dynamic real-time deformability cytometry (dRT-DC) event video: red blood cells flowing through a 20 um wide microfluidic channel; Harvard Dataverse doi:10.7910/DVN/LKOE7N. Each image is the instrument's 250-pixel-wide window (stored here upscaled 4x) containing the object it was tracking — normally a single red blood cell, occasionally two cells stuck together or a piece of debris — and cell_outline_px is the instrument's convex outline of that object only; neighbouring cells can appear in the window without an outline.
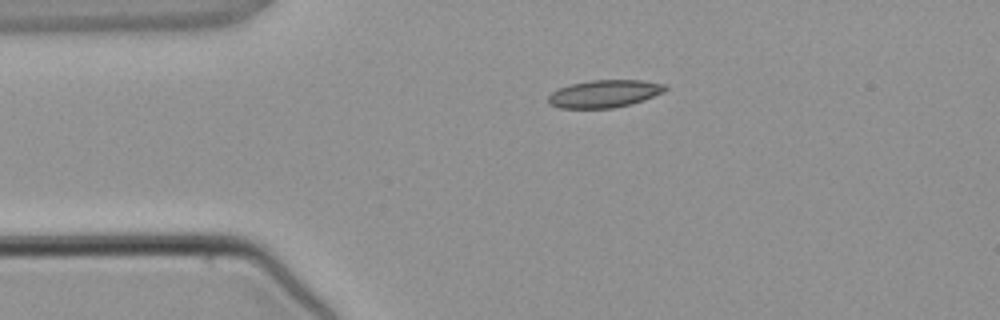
{"species": "common noctule bat (a hibernating species)", "species_latin": "Nyctalus noctula", "temperature_condition": "warm", "stored_images_in_passage": 2, "camera_frame_rate_fps": 3000, "um_per_image_px": 0.085, "animal": {"sex": "male", "body_mass_g": 21.5, "forearm_length_mm": 52.0}, "frame": {"image": 1, "passage_image": 1, "time_ms": 0.0, "image_size_px": [1000, 320], "cell_outline_px": [[668, 88], [664, 92], [644, 100], [632, 104], [612, 108], [560, 108], [548, 104], [548, 96], [552, 92], [560, 88], [572, 84], [592, 80], [640, 80], [664, 84]], "centroid_in_image_um": [51.38, 7.97], "position_along_channel_um": 33.6, "area_um2": 18.73}}
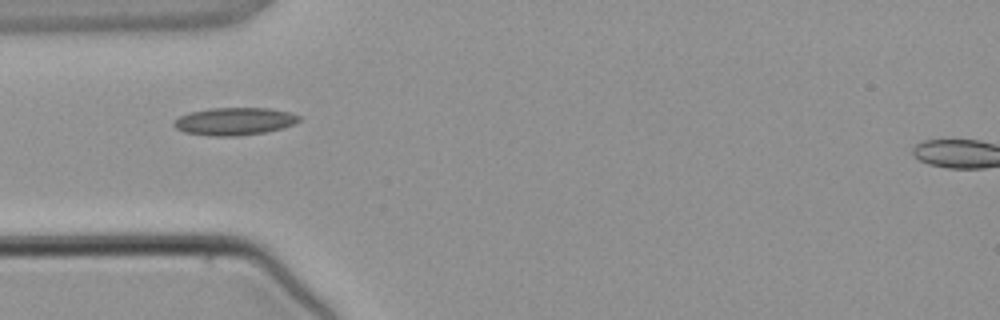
{"frame": {"image": 2, "passage_image": 2, "time_ms": 1.333, "image_size_px": [1000, 320], "cell_outline_px": [[300, 120], [284, 128], [264, 132], [236, 136], [208, 136], [184, 132], [176, 128], [172, 124], [180, 116], [188, 112], [208, 108], [268, 108], [288, 112], [300, 116]], "centroid_in_image_um": [19.89, 10.31], "position_along_channel_um": 65.1, "area_um2": 20.11}}